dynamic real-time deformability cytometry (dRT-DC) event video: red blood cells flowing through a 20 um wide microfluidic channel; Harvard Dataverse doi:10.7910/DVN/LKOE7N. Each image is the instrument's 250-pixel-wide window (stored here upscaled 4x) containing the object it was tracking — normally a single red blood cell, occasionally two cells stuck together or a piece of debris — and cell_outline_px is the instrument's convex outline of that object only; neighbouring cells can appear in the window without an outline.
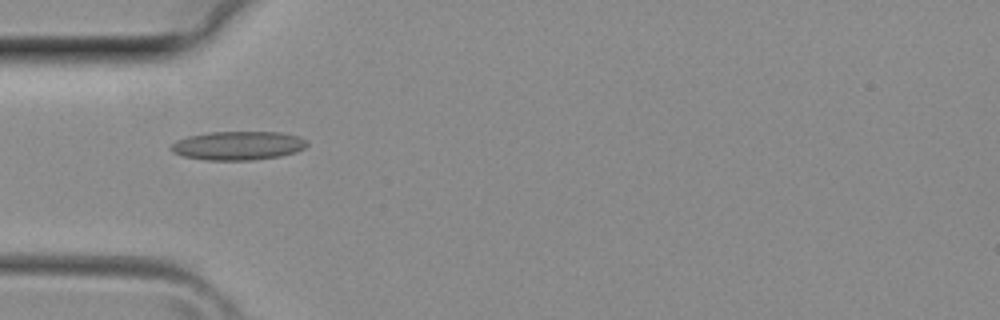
{"species": "common noctule bat (a hibernating species)", "species_latin": "Nyctalus noctula", "temperature_condition": "room temperature", "stored_images_in_passage": 15, "camera_frame_rate_fps": 3000, "um_per_image_px": 0.085, "animal": {"sex": "female", "body_mass_g": 29.2, "forearm_length_mm": 56.3}, "frame": {"image": 1, "passage_image": 3, "time_ms": 0.667, "image_size_px": [1000, 320], "cell_outline_px": [[308, 144], [304, 148], [296, 152], [280, 156], [252, 160], [208, 160], [184, 156], [172, 152], [168, 148], [176, 140], [188, 136], [208, 132], [280, 132], [300, 136], [308, 140]], "centroid_in_image_um": [20.25, 12.37], "position_along_channel_um": 64.8, "area_um2": 22.95}}
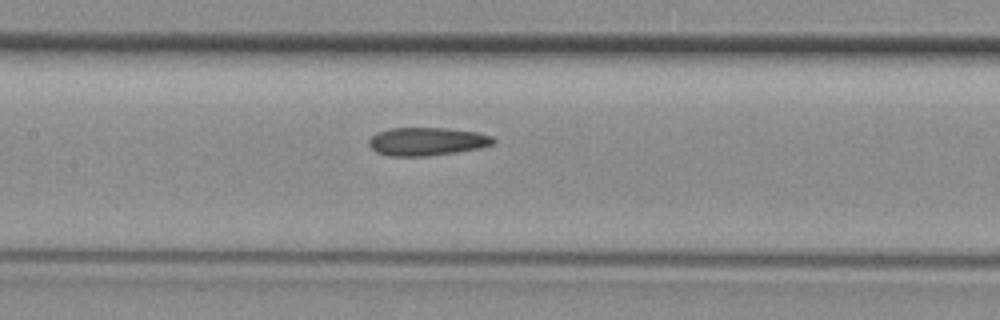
{"frame": {"image": 2, "passage_image": 9, "time_ms": 2.667, "image_size_px": [1000, 320], "cell_outline_px": [[496, 140], [492, 144], [480, 148], [456, 152], [428, 156], [388, 156], [376, 152], [368, 144], [368, 140], [376, 132], [388, 128], [448, 128], [476, 132], [492, 136]], "centroid_in_image_um": [36.26, 12.02], "position_along_channel_um": 171.1, "area_um2": 20.52}}
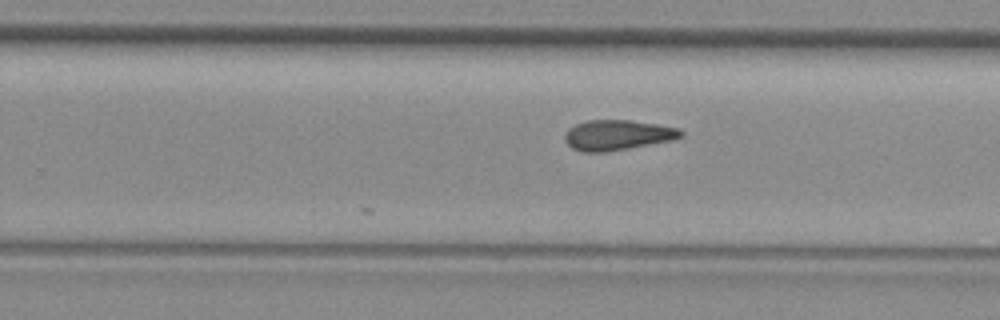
{"frame": {"image": 3, "passage_image": 15, "time_ms": 4.667, "image_size_px": [1000, 320], "cell_outline_px": [[684, 136], [672, 140], [628, 148], [604, 152], [580, 152], [572, 148], [564, 140], [564, 132], [568, 128], [576, 124], [588, 120], [632, 120], [680, 128], [684, 132]], "centroid_in_image_um": [52.47, 11.47], "position_along_channel_um": 277.3, "area_um2": 20.58}}